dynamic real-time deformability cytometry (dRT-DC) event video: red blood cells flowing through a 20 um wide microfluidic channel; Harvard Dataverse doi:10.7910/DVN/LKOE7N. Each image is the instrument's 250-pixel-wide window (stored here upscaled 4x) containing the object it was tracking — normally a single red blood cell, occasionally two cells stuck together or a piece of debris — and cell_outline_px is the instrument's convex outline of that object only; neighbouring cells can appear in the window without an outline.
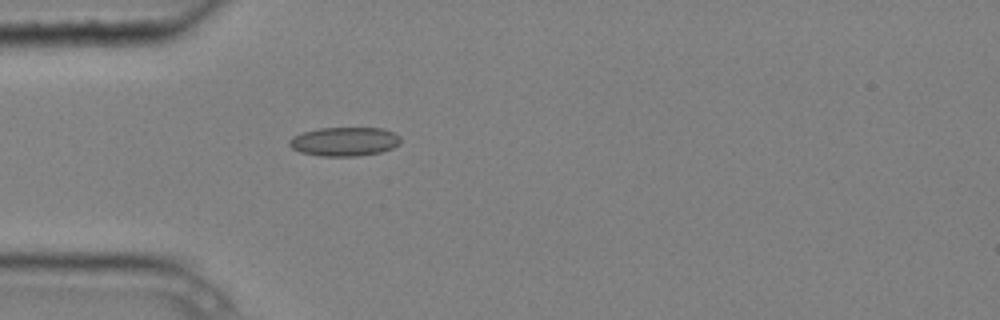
{"species": "common noctule bat (a hibernating species)", "species_latin": "Nyctalus noctula", "temperature_condition": "cold", "stored_images_in_passage": 2, "camera_frame_rate_fps": 3000, "um_per_image_px": 0.085, "animal": {"sex": "male", "body_mass_g": 20.4}, "frame": {"image": 1, "passage_image": 2, "time_ms": 0.333, "image_size_px": [1000, 320], "cell_outline_px": [[400, 144], [392, 148], [380, 152], [360, 156], [320, 156], [300, 152], [292, 148], [288, 144], [288, 140], [292, 136], [304, 132], [320, 128], [384, 128], [400, 136]], "centroid_in_image_um": [29.27, 12.03], "position_along_channel_um": 55.7, "area_um2": 18.84}}